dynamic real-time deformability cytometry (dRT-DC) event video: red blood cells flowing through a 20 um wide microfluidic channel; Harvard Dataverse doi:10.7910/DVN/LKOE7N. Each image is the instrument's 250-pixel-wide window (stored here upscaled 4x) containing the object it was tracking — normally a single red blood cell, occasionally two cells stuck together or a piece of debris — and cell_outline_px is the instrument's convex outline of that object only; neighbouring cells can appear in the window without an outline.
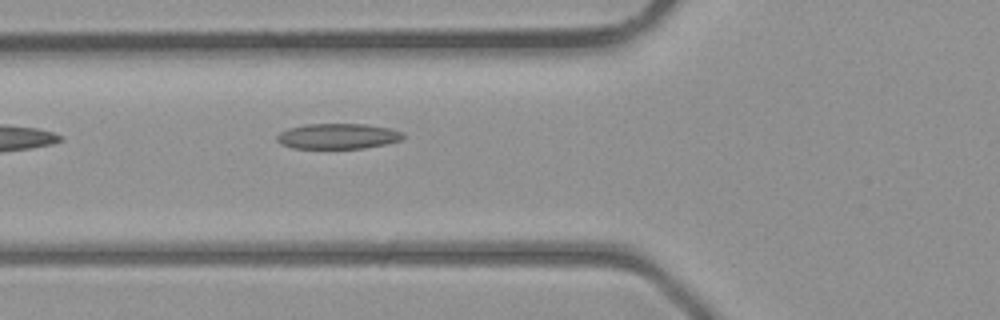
{"species": "common noctule bat (a hibernating species)", "species_latin": "Nyctalus noctula", "temperature_condition": "room temperature", "stored_images_in_passage": 5, "camera_frame_rate_fps": 3000, "um_per_image_px": 0.085, "animal": {"sex": "male", "body_mass_g": 23.1, "forearm_length_mm": 52.7}, "frame": {"image": 1, "passage_image": 4, "time_ms": 3.333, "image_size_px": [1000, 320], "cell_outline_px": [[404, 140], [364, 148], [292, 148], [280, 144], [276, 140], [276, 136], [280, 132], [288, 128], [304, 124], [368, 124], [388, 128], [400, 132], [404, 136]], "centroid_in_image_um": [28.68, 11.57], "position_along_channel_um": 97.1, "area_um2": 18.73}}